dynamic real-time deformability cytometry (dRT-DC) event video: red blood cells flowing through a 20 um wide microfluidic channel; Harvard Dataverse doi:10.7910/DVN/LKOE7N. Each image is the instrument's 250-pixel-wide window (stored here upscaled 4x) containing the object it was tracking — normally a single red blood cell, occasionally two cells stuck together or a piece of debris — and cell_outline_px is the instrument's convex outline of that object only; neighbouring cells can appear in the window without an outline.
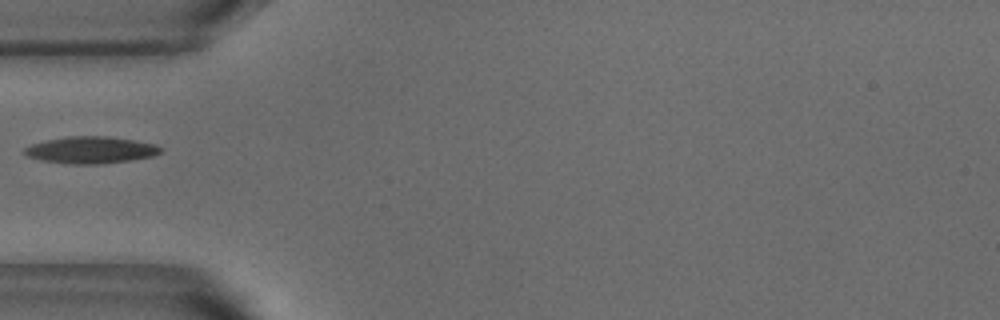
{"species": "common noctule bat (a hibernating species)", "species_latin": "Nyctalus noctula", "temperature_condition": "warm", "stored_images_in_passage": 37, "camera_frame_rate_fps": 3000, "um_per_image_px": 0.085, "animal": {"sex": "male", "body_mass_g": 18.8}, "frame": {"image": 1, "passage_image": 1, "time_ms": 0.0, "image_size_px": [1000, 320], "cell_outline_px": [[164, 148], [160, 152], [152, 156], [128, 160], [100, 164], [72, 164], [44, 160], [28, 156], [24, 152], [24, 148], [32, 144], [48, 140], [68, 136], [108, 136], [136, 140], [156, 144]], "centroid_in_image_um": [7.77, 12.74], "position_along_channel_um": 77.2, "area_um2": 21.1}}
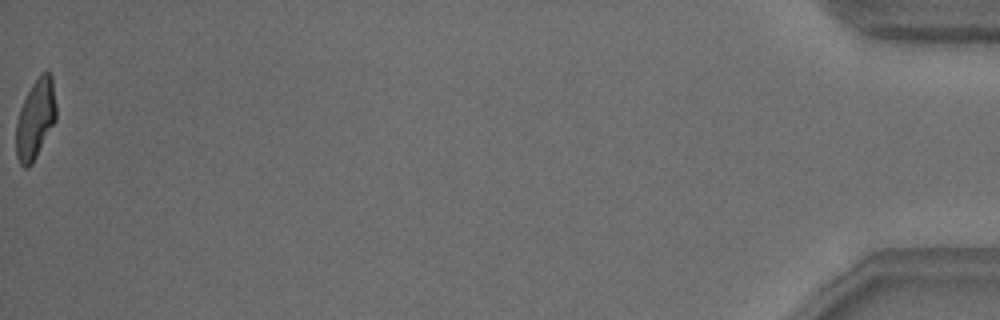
{"frame": {"image": 2, "passage_image": 37, "time_ms": 12.0, "image_size_px": [1000, 320], "cell_outline_px": [[56, 120], [32, 164], [28, 168], [24, 168], [20, 164], [16, 156], [16, 124], [20, 108], [32, 84], [40, 72], [48, 72], [52, 76], [56, 104]], "centroid_in_image_um": [3.01, 10.13], "position_along_channel_um": 432.2, "area_um2": 18.61}}